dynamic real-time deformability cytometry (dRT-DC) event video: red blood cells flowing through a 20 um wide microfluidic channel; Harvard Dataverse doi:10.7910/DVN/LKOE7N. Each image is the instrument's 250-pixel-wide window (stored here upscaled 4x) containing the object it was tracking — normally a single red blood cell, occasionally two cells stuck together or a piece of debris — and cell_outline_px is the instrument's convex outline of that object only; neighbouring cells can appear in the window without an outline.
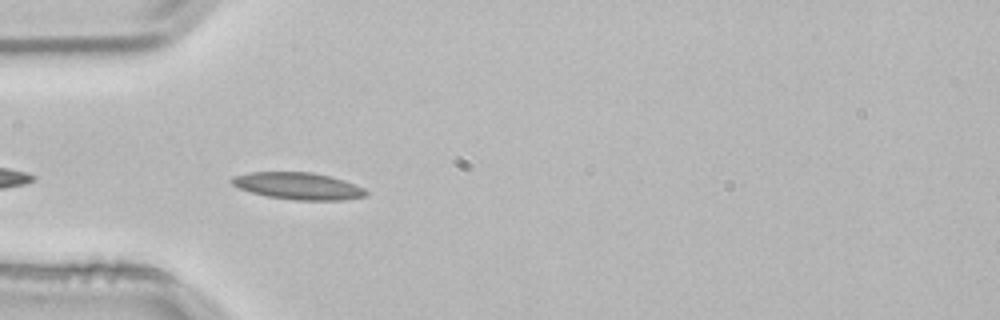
{"species": "common noctule bat (a hibernating species)", "species_latin": "Nyctalus noctula", "temperature_condition": "room temperature", "stored_images_in_passage": 2, "camera_frame_rate_fps": 3000, "um_per_image_px": 0.085, "animal": {"sex": "male", "body_mass_g": 21.5, "forearm_length_mm": 52.0}, "frame": {"image": 1, "passage_image": 2, "time_ms": 0.333, "image_size_px": [1000, 320], "cell_outline_px": [[368, 196], [340, 200], [296, 200], [268, 196], [252, 192], [240, 188], [232, 184], [228, 180], [232, 176], [252, 172], [312, 172], [344, 180], [364, 188], [368, 192]], "centroid_in_image_um": [25.35, 15.8], "position_along_channel_um": 59.7, "area_um2": 20.98}}